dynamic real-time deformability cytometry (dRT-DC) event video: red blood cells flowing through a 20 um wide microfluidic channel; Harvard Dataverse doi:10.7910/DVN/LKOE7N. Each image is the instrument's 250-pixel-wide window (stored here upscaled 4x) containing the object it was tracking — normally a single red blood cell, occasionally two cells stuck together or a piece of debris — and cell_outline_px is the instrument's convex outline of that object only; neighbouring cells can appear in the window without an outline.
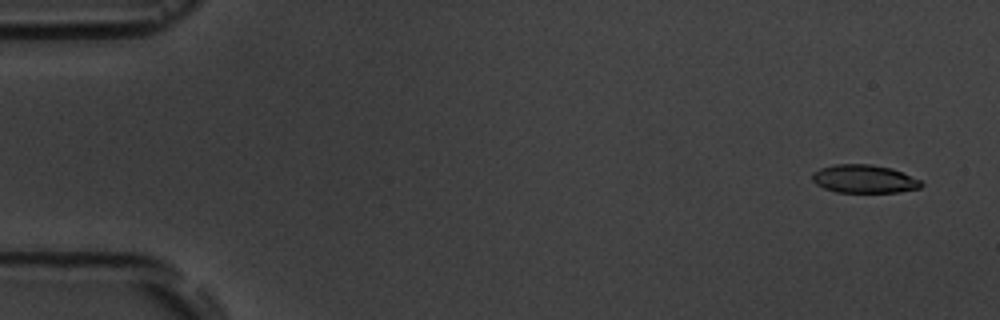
{"species": "common noctule bat (a hibernating species)", "species_latin": "Nyctalus noctula", "temperature_condition": "room temperature", "stored_images_in_passage": 5, "camera_frame_rate_fps": 3000, "um_per_image_px": 0.085, "animal": {"sex": "male", "body_mass_g": 19.5, "forearm_length_mm": 54.6}, "frame": {"image": 1, "passage_image": 1, "time_ms": 0.0, "image_size_px": [1000, 320], "cell_outline_px": [[924, 184], [920, 188], [900, 192], [836, 192], [824, 188], [816, 184], [812, 180], [812, 172], [820, 168], [836, 164], [872, 164], [892, 168], [920, 180]], "centroid_in_image_um": [73.45, 15.2], "position_along_channel_um": 11.6, "area_um2": 17.98}}
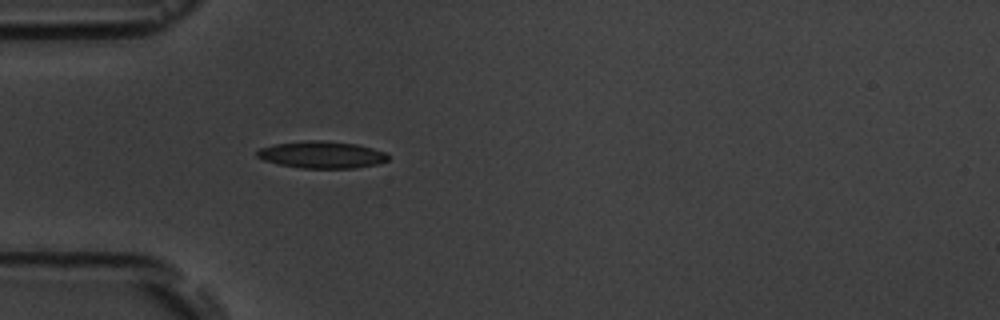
{"frame": {"image": 2, "passage_image": 5, "time_ms": 4.667, "image_size_px": [1000, 320], "cell_outline_px": [[388, 160], [376, 164], [356, 168], [300, 168], [276, 164], [264, 160], [256, 156], [256, 152], [260, 148], [276, 144], [304, 140], [324, 140], [356, 144], [372, 148], [384, 152], [388, 156]], "centroid_in_image_um": [27.32, 13.15], "position_along_channel_um": 57.7, "area_um2": 20.63}}